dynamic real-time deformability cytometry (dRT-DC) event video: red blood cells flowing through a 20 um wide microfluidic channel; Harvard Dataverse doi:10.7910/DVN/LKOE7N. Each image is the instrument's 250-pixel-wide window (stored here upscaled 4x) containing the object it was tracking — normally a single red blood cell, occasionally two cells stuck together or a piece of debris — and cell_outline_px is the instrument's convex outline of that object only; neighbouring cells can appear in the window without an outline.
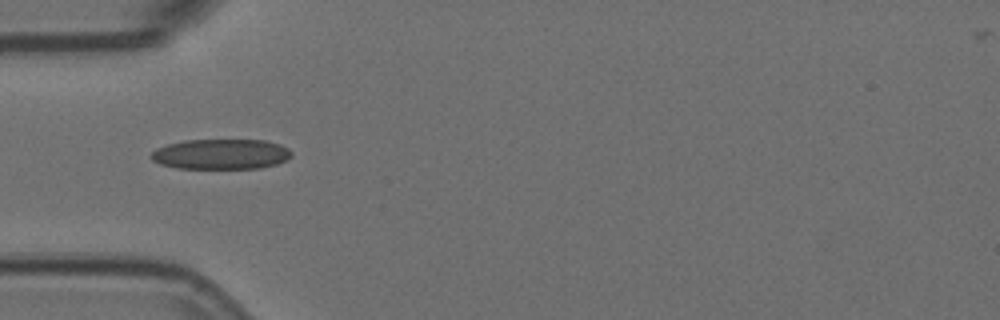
{"species": "Egyptian fruit bat (a non-hibernating species)", "species_latin": "Rousettus aegyptiacus", "temperature_condition": "room temperature", "stored_images_in_passage": 14, "camera_frame_rate_fps": 3000, "um_per_image_px": 0.085, "animal": {"sex": "female"}, "frame": {"image": 1, "passage_image": 4, "time_ms": 1.0, "image_size_px": [1000, 320], "cell_outline_px": [[292, 156], [288, 160], [276, 164], [260, 168], [176, 168], [160, 164], [152, 160], [148, 156], [156, 148], [168, 144], [184, 140], [264, 140], [280, 144], [288, 148], [292, 152]], "centroid_in_image_um": [18.78, 13.1], "position_along_channel_um": 66.2, "area_um2": 24.91}}
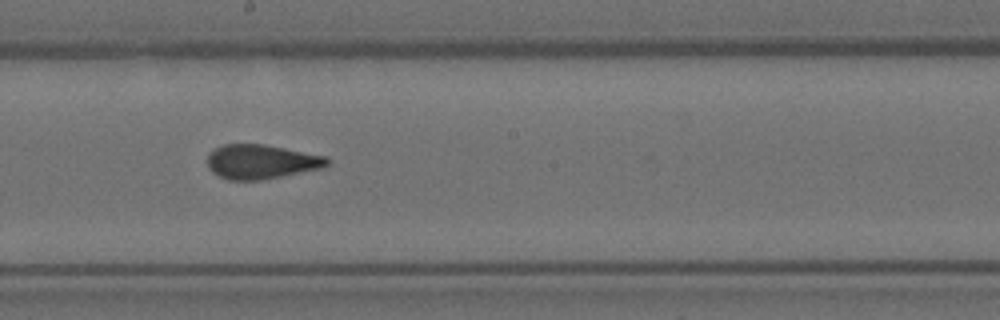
{"frame": {"image": 2, "passage_image": 8, "time_ms": 2.333, "image_size_px": [1000, 320], "cell_outline_px": [[328, 164], [320, 168], [260, 180], [228, 180], [212, 172], [208, 168], [208, 156], [216, 148], [224, 144], [264, 144], [324, 156], [328, 160]], "centroid_in_image_um": [22.15, 13.74], "position_along_channel_um": 226.0, "area_um2": 23.47}}
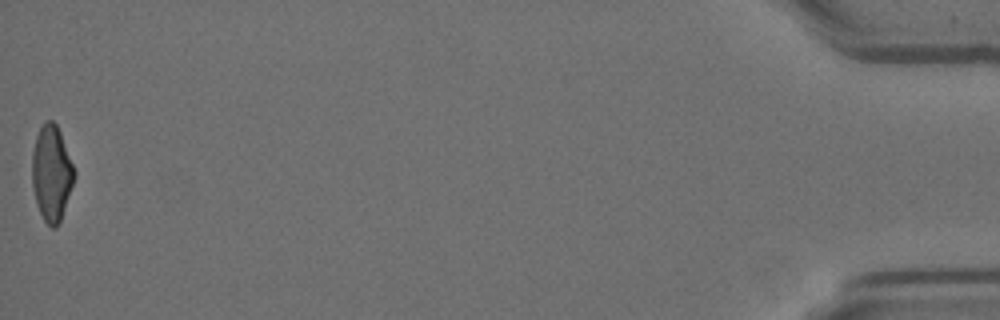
{"frame": {"image": 3, "passage_image": 14, "time_ms": 4.333, "image_size_px": [1000, 320], "cell_outline_px": [[76, 176], [60, 220], [56, 228], [52, 228], [44, 220], [36, 204], [32, 184], [32, 152], [36, 136], [44, 120], [52, 120], [56, 124], [60, 132], [76, 172]], "centroid_in_image_um": [4.38, 14.71], "position_along_channel_um": 430.8, "area_um2": 23.47}}